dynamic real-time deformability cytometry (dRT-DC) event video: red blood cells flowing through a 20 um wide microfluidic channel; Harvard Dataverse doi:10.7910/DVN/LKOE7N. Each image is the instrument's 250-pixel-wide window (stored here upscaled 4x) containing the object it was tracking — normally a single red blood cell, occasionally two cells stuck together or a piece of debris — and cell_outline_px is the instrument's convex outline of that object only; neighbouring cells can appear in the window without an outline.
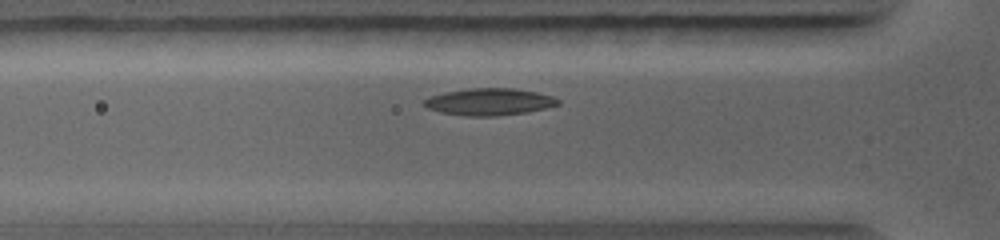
{"species": "common noctule bat (a hibernating species)", "species_latin": "Nyctalus noctula", "temperature_condition": "warm", "stored_images_in_passage": 27, "camera_frame_rate_fps": 5000, "um_per_image_px": 0.085, "animal": {"sex": "female", "body_mass_g": 19.0, "forearm_length_mm": 56.7}, "frame": {"image": 1, "passage_image": 5, "time_ms": 1.6, "image_size_px": [1000, 240], "cell_outline_px": [[560, 104], [528, 112], [496, 116], [468, 116], [440, 112], [428, 108], [424, 104], [424, 100], [432, 96], [444, 92], [468, 88], [516, 88], [536, 92], [552, 96], [560, 100]], "centroid_in_image_um": [41.61, 8.65], "position_along_channel_um": 84.2, "area_um2": 20.98}}
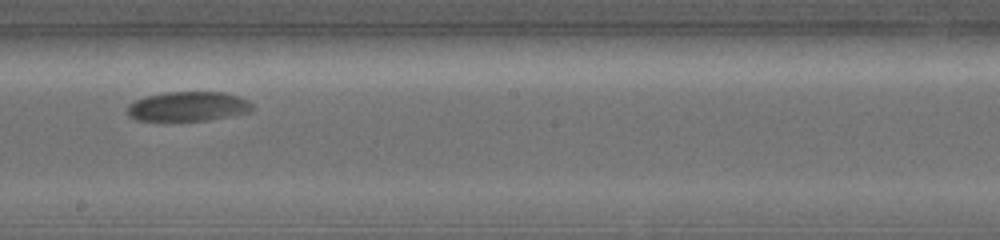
{"frame": {"image": 2, "passage_image": 14, "time_ms": 4.8, "image_size_px": [1000, 240], "cell_outline_px": [[256, 108], [248, 112], [208, 120], [136, 120], [128, 116], [128, 104], [136, 100], [148, 96], [168, 92], [224, 92], [240, 96], [248, 100]], "centroid_in_image_um": [16.02, 9.04], "position_along_channel_um": 232.2, "area_um2": 21.39}}
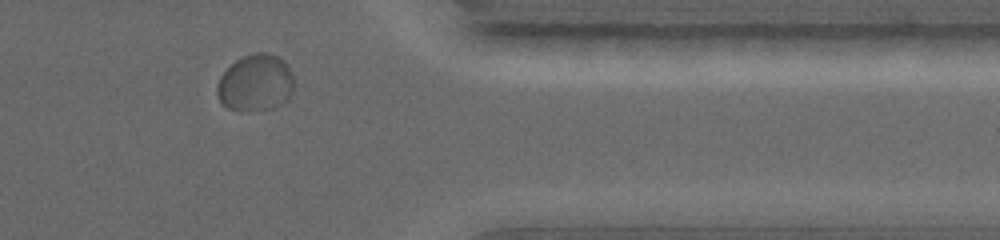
{"frame": {"image": 3, "passage_image": 24, "time_ms": 8.4, "image_size_px": [1000, 240], "cell_outline_px": [[292, 92], [288, 100], [272, 108], [228, 108], [220, 100], [216, 92], [216, 84], [220, 76], [236, 60], [244, 56], [256, 52], [268, 52], [284, 60], [292, 72]], "centroid_in_image_um": [21.73, 6.99], "position_along_channel_um": 389.7, "area_um2": 24.91}}